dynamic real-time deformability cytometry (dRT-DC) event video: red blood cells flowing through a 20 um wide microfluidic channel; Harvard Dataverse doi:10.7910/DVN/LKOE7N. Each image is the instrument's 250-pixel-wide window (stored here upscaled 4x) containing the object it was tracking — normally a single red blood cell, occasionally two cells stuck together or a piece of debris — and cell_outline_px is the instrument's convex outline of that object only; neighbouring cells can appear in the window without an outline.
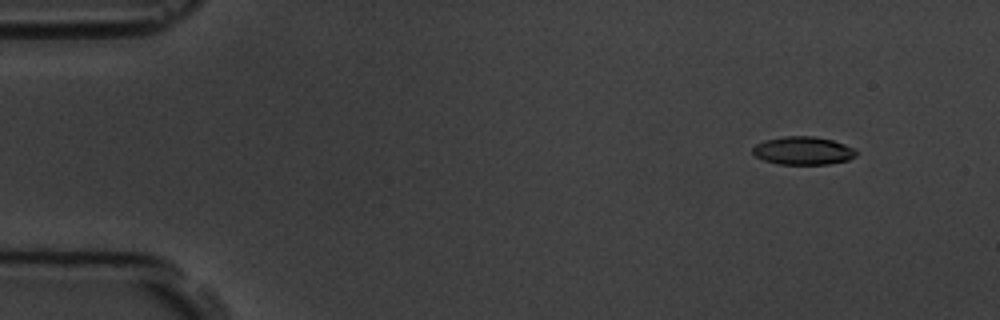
{"species": "common noctule bat (a hibernating species)", "species_latin": "Nyctalus noctula", "temperature_condition": "room temperature", "stored_images_in_passage": 5, "camera_frame_rate_fps": 3000, "um_per_image_px": 0.085, "animal": {"sex": "male", "body_mass_g": 19.5, "forearm_length_mm": 54.6}, "frame": {"image": 1, "passage_image": 2, "time_ms": 1.0, "image_size_px": [1000, 320], "cell_outline_px": [[856, 156], [848, 160], [828, 164], [780, 164], [764, 160], [756, 156], [752, 152], [752, 148], [756, 144], [764, 140], [784, 136], [816, 136], [832, 140], [856, 148]], "centroid_in_image_um": [68.27, 12.8], "position_along_channel_um": 16.7, "area_um2": 16.99}}
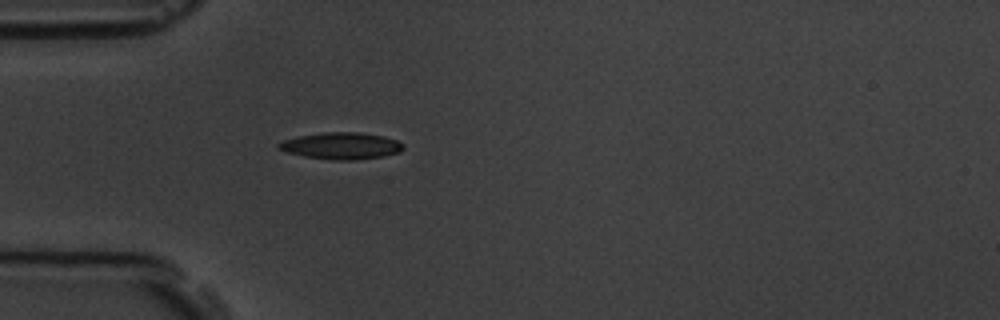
{"frame": {"image": 2, "passage_image": 5, "time_ms": 4.667, "image_size_px": [1000, 320], "cell_outline_px": [[404, 148], [400, 152], [384, 156], [352, 160], [332, 160], [304, 156], [288, 152], [276, 148], [276, 144], [284, 140], [300, 136], [324, 132], [360, 132], [384, 136], [396, 140], [404, 144]], "centroid_in_image_um": [29.03, 12.39], "position_along_channel_um": 56.0, "area_um2": 19.42}}